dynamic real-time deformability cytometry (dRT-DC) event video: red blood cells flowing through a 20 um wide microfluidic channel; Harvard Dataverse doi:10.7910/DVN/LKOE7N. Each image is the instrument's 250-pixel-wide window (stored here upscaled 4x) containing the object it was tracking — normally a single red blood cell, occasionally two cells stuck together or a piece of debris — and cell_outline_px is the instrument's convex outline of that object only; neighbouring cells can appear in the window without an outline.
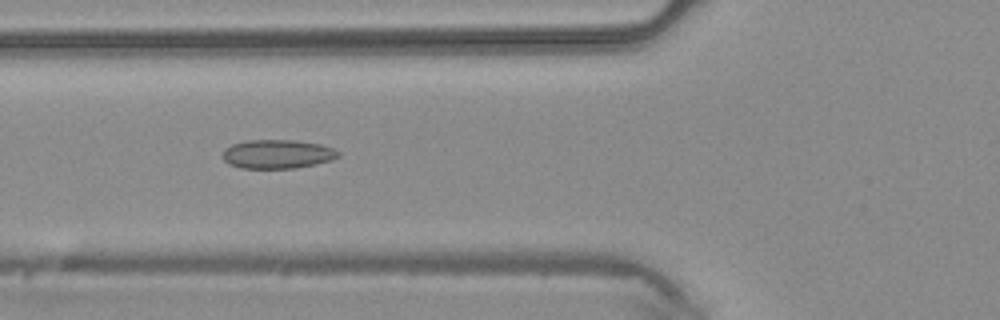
{"species": "common noctule bat (a hibernating species)", "species_latin": "Nyctalus noctula", "temperature_condition": "warm", "stored_images_in_passage": 45, "camera_frame_rate_fps": 3000, "um_per_image_px": 0.085, "animal": {"sex": "male", "body_mass_g": 20.4}, "frame": {"image": 1, "passage_image": 17, "time_ms": 5.333, "image_size_px": [1000, 320], "cell_outline_px": [[340, 156], [332, 160], [316, 164], [296, 168], [240, 168], [228, 164], [224, 160], [224, 148], [232, 144], [248, 140], [292, 140], [320, 144], [332, 148], [340, 152]], "centroid_in_image_um": [23.59, 13.1], "position_along_channel_um": 102.2, "area_um2": 19.48}}
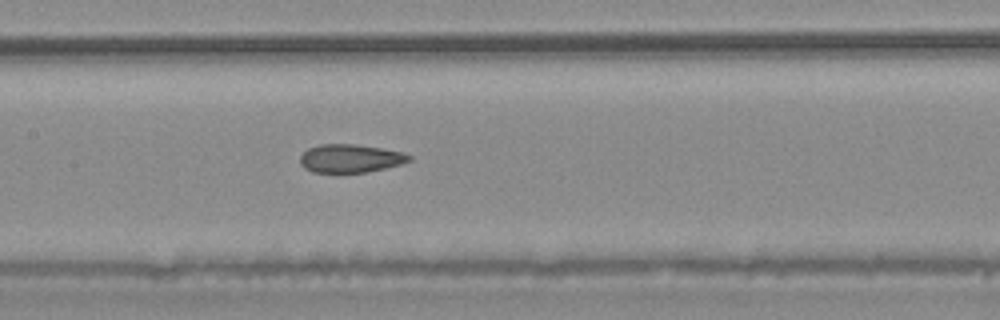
{"frame": {"image": 2, "passage_image": 22, "time_ms": 7.0, "image_size_px": [1000, 320], "cell_outline_px": [[412, 160], [404, 164], [364, 172], [312, 172], [304, 168], [300, 164], [300, 156], [308, 148], [320, 144], [352, 144], [380, 148], [404, 152], [412, 156]], "centroid_in_image_um": [29.8, 13.46], "position_along_channel_um": 177.6, "area_um2": 17.98}}
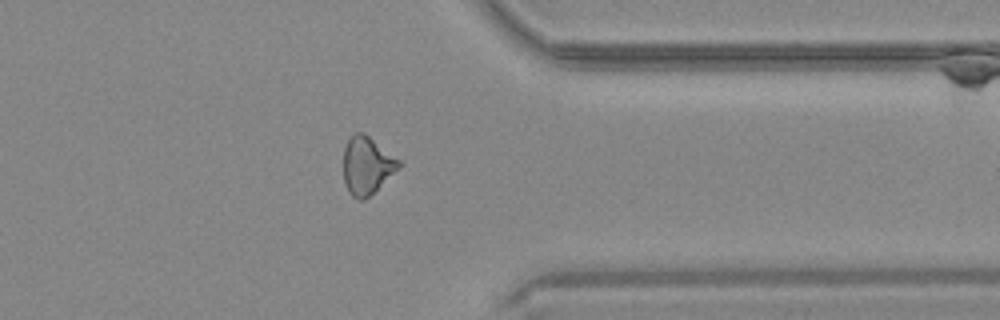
{"frame": {"image": 3, "passage_image": 36, "time_ms": 11.667, "image_size_px": [1000, 320], "cell_outline_px": [[404, 164], [364, 200], [356, 200], [348, 192], [344, 184], [344, 148], [348, 140], [356, 132], [364, 132], [400, 160]], "centroid_in_image_um": [31.19, 14.07], "position_along_channel_um": 380.2, "area_um2": 18.61}}